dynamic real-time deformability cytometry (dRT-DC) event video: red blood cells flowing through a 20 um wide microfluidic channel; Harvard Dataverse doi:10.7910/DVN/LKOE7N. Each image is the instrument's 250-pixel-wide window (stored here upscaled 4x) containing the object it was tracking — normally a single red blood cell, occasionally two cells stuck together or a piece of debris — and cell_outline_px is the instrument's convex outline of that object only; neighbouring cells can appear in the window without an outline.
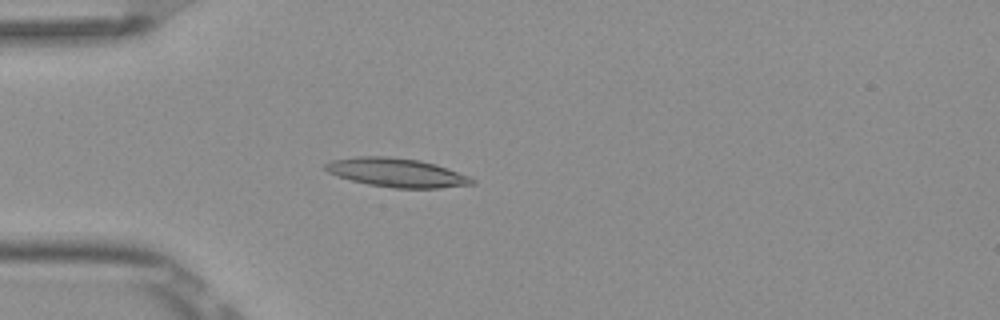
{"species": "Egyptian fruit bat (a non-hibernating species)", "species_latin": "Rousettus aegyptiacus", "temperature_condition": "room temperature", "stored_images_in_passage": 4, "camera_frame_rate_fps": 3000, "um_per_image_px": 0.085, "frame": {"image": 1, "passage_image": 4, "time_ms": 1.0, "image_size_px": [1000, 320], "cell_outline_px": [[476, 184], [440, 188], [392, 188], [368, 184], [336, 176], [328, 172], [324, 168], [324, 164], [332, 160], [356, 156], [388, 156], [420, 160], [436, 164], [468, 176], [476, 180]], "centroid_in_image_um": [33.71, 14.67], "position_along_channel_um": 51.3, "area_um2": 24.74}}